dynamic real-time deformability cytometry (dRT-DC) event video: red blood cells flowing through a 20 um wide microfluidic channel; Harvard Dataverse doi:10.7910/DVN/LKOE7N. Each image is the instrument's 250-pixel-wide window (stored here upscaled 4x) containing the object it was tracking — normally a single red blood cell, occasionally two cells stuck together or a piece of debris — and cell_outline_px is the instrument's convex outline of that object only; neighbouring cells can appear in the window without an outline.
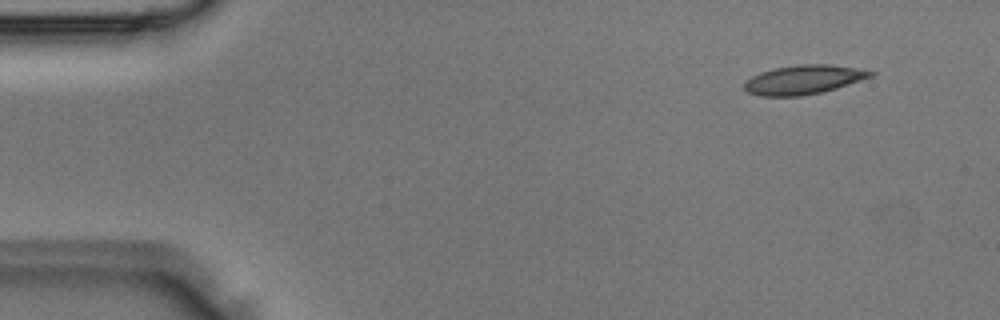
{"species": "Egyptian fruit bat (a non-hibernating species)", "species_latin": "Rousettus aegyptiacus", "temperature_condition": "room temperature", "stored_images_in_passage": 6, "camera_frame_rate_fps": 3000, "um_per_image_px": 0.085, "animal": {"sex": "male"}, "frame": {"image": 1, "passage_image": 1, "time_ms": 0.0, "image_size_px": [1000, 320], "cell_outline_px": [[876, 72], [872, 76], [836, 88], [820, 92], [800, 96], [760, 96], [748, 92], [744, 88], [744, 84], [752, 76], [760, 72], [772, 68], [800, 64], [828, 64]], "centroid_in_image_um": [68.25, 6.77], "position_along_channel_um": 16.7, "area_um2": 21.1}}
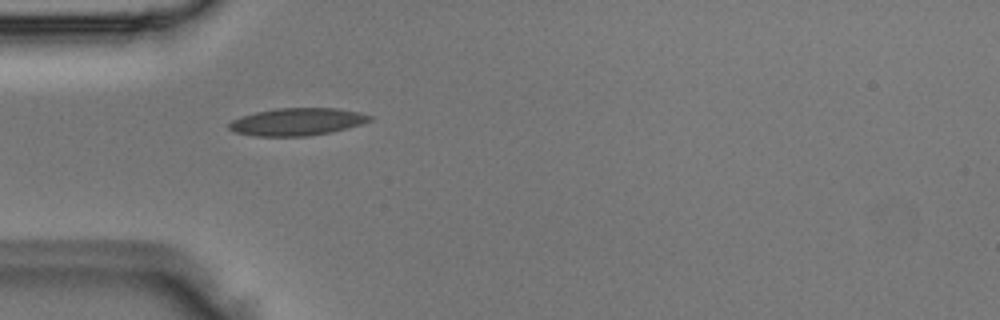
{"frame": {"image": 2, "passage_image": 4, "time_ms": 1.0, "image_size_px": [1000, 320], "cell_outline_px": [[372, 120], [348, 128], [332, 132], [304, 136], [252, 136], [236, 132], [228, 128], [228, 124], [232, 120], [240, 116], [256, 112], [276, 108], [336, 108], [360, 112], [372, 116]], "centroid_in_image_um": [25.25, 10.35], "position_along_channel_um": 59.8, "area_um2": 22.54}}
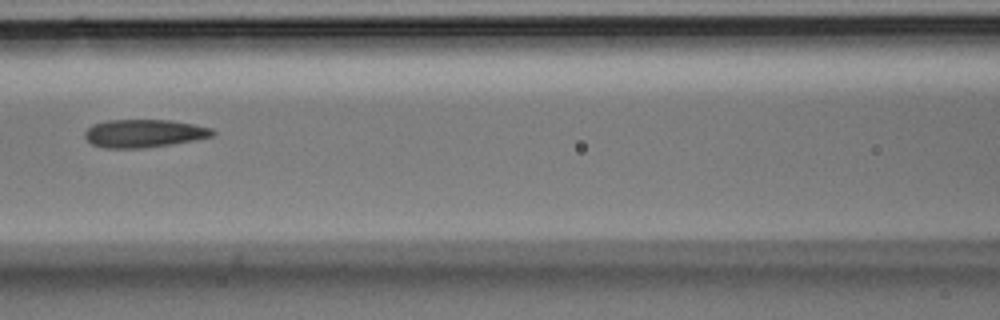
{"frame": {"image": 3, "passage_image": 6, "time_ms": 1.667, "image_size_px": [1000, 320], "cell_outline_px": [[216, 132], [212, 136], [192, 140], [144, 148], [104, 148], [92, 144], [84, 136], [84, 132], [92, 124], [108, 120], [172, 120], [212, 128]], "centroid_in_image_um": [12.2, 11.33], "position_along_channel_um": 154.4, "area_um2": 20.69}}